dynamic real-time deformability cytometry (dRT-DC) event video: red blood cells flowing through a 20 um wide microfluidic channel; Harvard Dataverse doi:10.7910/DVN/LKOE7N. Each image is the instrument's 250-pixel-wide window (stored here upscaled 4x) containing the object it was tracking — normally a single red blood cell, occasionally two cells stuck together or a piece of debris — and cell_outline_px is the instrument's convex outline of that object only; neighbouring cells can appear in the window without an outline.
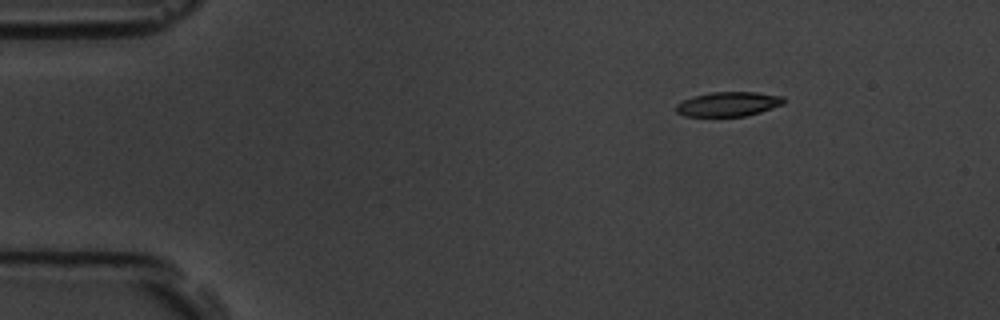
{"species": "common noctule bat (a hibernating species)", "species_latin": "Nyctalus noctula", "temperature_condition": "room temperature", "stored_images_in_passage": 3, "camera_frame_rate_fps": 3000, "um_per_image_px": 0.085, "animal": {"sex": "male", "body_mass_g": 19.5, "forearm_length_mm": 54.6}, "frame": {"image": 1, "passage_image": 1, "time_ms": 0.0, "image_size_px": [1000, 320], "cell_outline_px": [[784, 104], [760, 112], [744, 116], [684, 116], [676, 112], [676, 104], [684, 100], [696, 96], [712, 92], [756, 92], [784, 96]], "centroid_in_image_um": [61.93, 8.85], "position_along_channel_um": 23.1, "area_um2": 15.26}}